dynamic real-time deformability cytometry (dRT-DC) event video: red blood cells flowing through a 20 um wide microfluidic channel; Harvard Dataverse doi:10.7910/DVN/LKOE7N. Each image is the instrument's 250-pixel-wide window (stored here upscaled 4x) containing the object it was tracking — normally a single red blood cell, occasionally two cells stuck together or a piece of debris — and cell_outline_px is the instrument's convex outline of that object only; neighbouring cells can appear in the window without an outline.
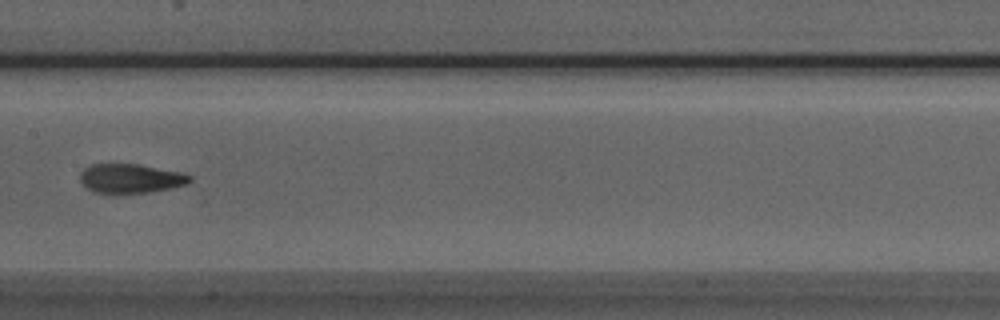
{"species": "Egyptian fruit bat (a non-hibernating species)", "species_latin": "Rousettus aegyptiacus", "temperature_condition": "room temperature", "stored_images_in_passage": 7, "camera_frame_rate_fps": 3000, "um_per_image_px": 0.085, "animal": {"sex": "male"}, "frame": {"image": 1, "passage_image": 7, "time_ms": 2.0, "image_size_px": [1000, 320], "cell_outline_px": [[192, 180], [188, 184], [172, 188], [148, 192], [112, 196], [96, 192], [88, 188], [80, 180], [80, 172], [88, 164], [136, 164], [184, 172], [192, 176]], "centroid_in_image_um": [11.11, 15.19], "position_along_channel_um": 196.3, "area_um2": 19.31}}